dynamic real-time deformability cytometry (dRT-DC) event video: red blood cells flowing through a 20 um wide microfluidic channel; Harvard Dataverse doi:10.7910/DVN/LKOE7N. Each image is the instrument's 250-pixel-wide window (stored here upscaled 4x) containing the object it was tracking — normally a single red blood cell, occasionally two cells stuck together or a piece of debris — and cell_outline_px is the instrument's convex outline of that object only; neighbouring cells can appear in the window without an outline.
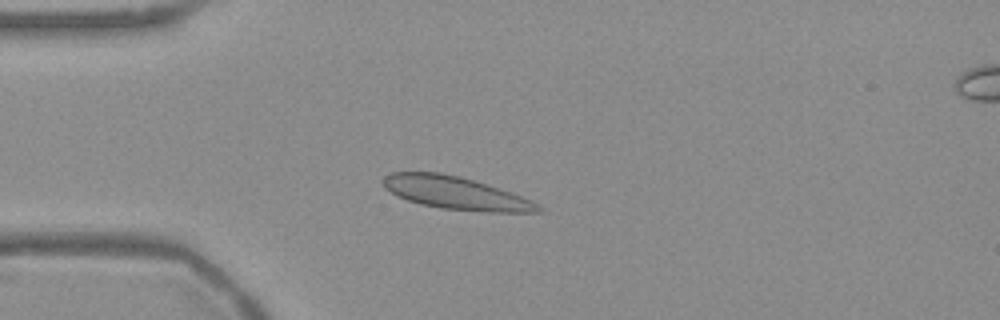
{"species": "Egyptian fruit bat (a non-hibernating species)", "species_latin": "Rousettus aegyptiacus", "temperature_condition": "warm", "stored_images_in_passage": 53, "camera_frame_rate_fps": 3000, "um_per_image_px": 0.085, "frame": {"image": 1, "passage_image": 13, "time_ms": 4.0, "image_size_px": [1000, 320], "cell_outline_px": [[544, 212], [488, 212], [440, 208], [420, 204], [396, 196], [384, 188], [384, 176], [392, 172], [440, 172], [460, 176], [512, 192], [532, 200], [544, 208]], "centroid_in_image_um": [38.76, 16.41], "position_along_channel_um": 46.2, "area_um2": 29.71}}
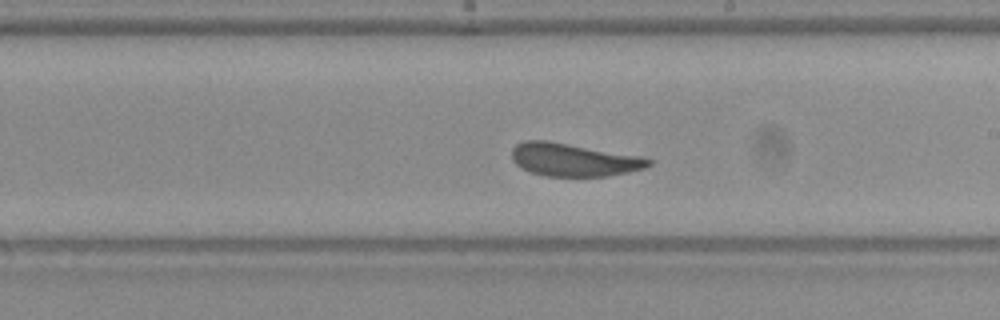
{"frame": {"image": 2, "passage_image": 30, "time_ms": 9.667, "image_size_px": [1000, 320], "cell_outline_px": [[652, 164], [644, 168], [628, 172], [608, 176], [544, 176], [520, 168], [512, 160], [512, 148], [516, 144], [524, 140], [548, 140], [640, 156], [652, 160]], "centroid_in_image_um": [48.72, 13.57], "position_along_channel_um": 240.3, "area_um2": 26.3}}
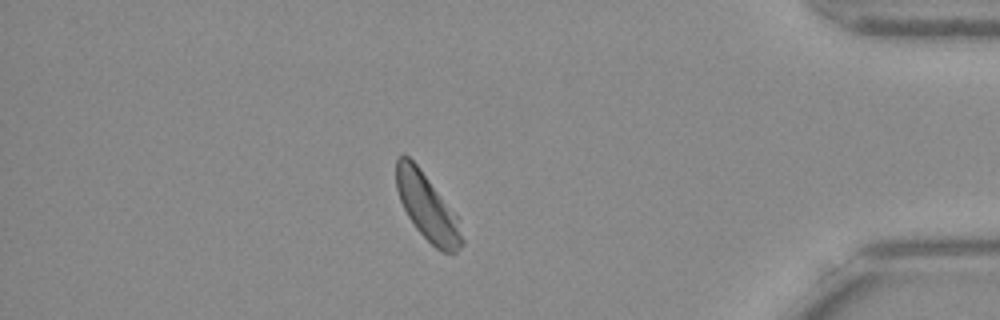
{"frame": {"image": 3, "passage_image": 46, "time_ms": 15.0, "image_size_px": [1000, 320], "cell_outline_px": [[464, 244], [456, 252], [444, 252], [436, 248], [416, 228], [408, 216], [400, 200], [396, 188], [396, 156], [404, 152], [420, 168], [456, 216], [464, 240]], "centroid_in_image_um": [36.28, 17.57], "position_along_channel_um": 398.9, "area_um2": 24.97}, "authors_computed_cell_mechanics": {"area_um2": 27.0504, "velocity_mm_per_s": 3.6974, "shape_relaxation_time_tau1_ms": 2.1995, "shape_relaxation_time_tau2_ms": null, "deformation_change_tau1": 0.097, "deformation_change_tau2": null}}